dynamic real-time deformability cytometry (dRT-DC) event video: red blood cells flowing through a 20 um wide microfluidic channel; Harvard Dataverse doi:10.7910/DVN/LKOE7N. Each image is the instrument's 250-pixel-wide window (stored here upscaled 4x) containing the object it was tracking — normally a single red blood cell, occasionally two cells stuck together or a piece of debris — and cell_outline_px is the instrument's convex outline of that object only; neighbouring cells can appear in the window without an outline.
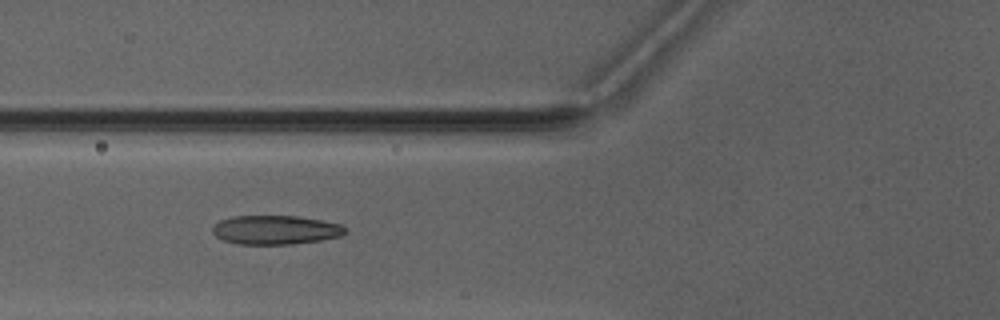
{"species": "Egyptian fruit bat (a non-hibernating species)", "species_latin": "Rousettus aegyptiacus", "temperature_condition": "warm", "stored_images_in_passage": 3, "camera_frame_rate_fps": 3000, "um_per_image_px": 0.085, "animal": {"sex": "male"}, "frame": {"image": 1, "passage_image": 2, "time_ms": 1.0, "image_size_px": [1000, 320], "cell_outline_px": [[344, 232], [340, 236], [320, 240], [292, 244], [240, 244], [224, 240], [216, 236], [212, 232], [212, 228], [220, 220], [232, 216], [296, 216], [320, 220], [340, 224], [344, 228]], "centroid_in_image_um": [23.38, 19.54], "position_along_channel_um": 102.4, "area_um2": 22.14}}
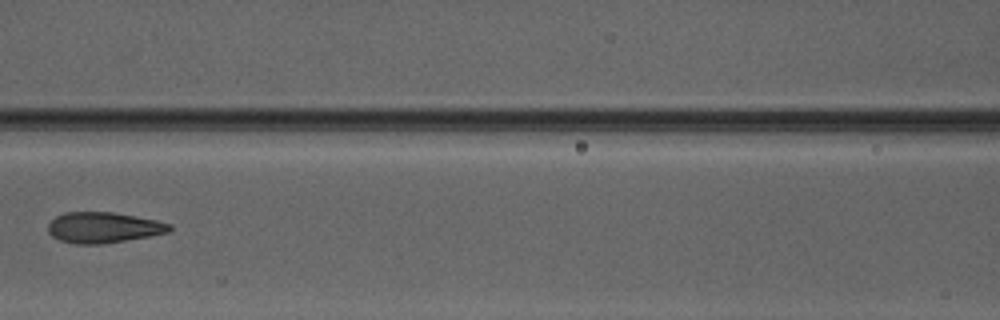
{"frame": {"image": 2, "passage_image": 3, "time_ms": 2.333, "image_size_px": [1000, 320], "cell_outline_px": [[172, 228], [168, 232], [148, 236], [100, 244], [76, 244], [60, 240], [52, 236], [48, 232], [48, 224], [56, 216], [64, 212], [112, 212], [136, 216], [156, 220], [172, 224]], "centroid_in_image_um": [8.77, 19.33], "position_along_channel_um": 157.8, "area_um2": 21.62}}